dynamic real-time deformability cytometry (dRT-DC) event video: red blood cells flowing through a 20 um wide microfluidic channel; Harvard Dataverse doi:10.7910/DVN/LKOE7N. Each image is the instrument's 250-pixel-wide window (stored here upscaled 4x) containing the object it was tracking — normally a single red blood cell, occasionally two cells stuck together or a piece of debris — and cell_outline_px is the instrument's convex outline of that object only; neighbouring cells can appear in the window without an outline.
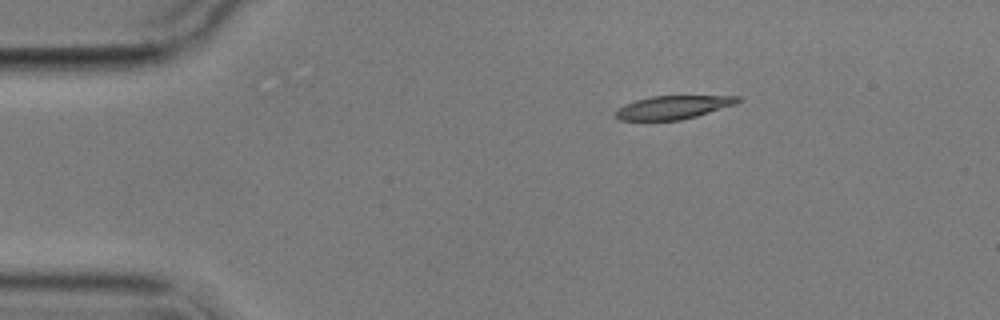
{"species": "common noctule bat (a hibernating species)", "species_latin": "Nyctalus noctula", "temperature_condition": "cold", "stored_images_in_passage": 3, "camera_frame_rate_fps": 3000, "um_per_image_px": 0.085, "animal": {"sex": "male", "body_mass_g": 17.9}, "frame": {"image": 1, "passage_image": 1, "time_ms": 0.0, "image_size_px": [1000, 320], "cell_outline_px": [[744, 100], [736, 104], [696, 116], [680, 120], [620, 120], [612, 116], [616, 108], [624, 104], [636, 100], [652, 96], [740, 96]], "centroid_in_image_um": [57.18, 9.12], "position_along_channel_um": 27.8, "area_um2": 16.76}}
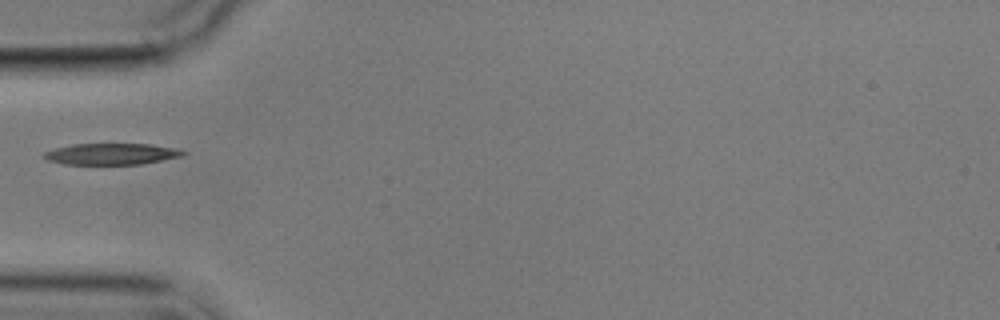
{"frame": {"image": 2, "passage_image": 3, "time_ms": 3.0, "image_size_px": [1000, 320], "cell_outline_px": [[188, 152], [184, 156], [140, 164], [64, 164], [48, 160], [40, 156], [44, 152], [56, 148], [72, 144], [152, 144], [180, 148]], "centroid_in_image_um": [9.53, 13.08], "position_along_channel_um": 75.5, "area_um2": 17.46}}